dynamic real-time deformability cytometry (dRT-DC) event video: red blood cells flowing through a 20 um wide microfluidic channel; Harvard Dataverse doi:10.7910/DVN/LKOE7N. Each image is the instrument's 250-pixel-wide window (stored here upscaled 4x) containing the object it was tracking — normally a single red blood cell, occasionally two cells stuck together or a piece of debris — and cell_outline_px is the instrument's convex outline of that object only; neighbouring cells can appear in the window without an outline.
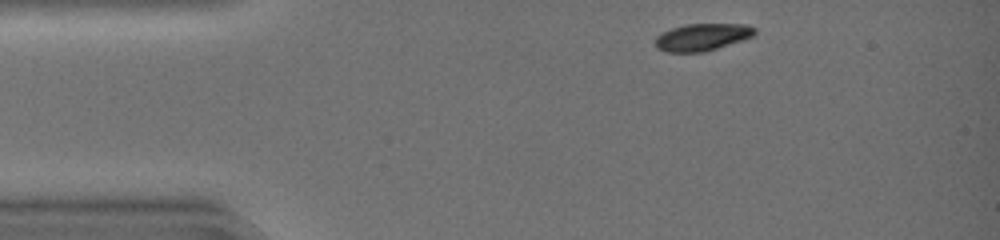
{"species": "common noctule bat (a hibernating species)", "species_latin": "Nyctalus noctula", "temperature_condition": "warm", "stored_images_in_passage": 8, "camera_frame_rate_fps": 3000, "um_per_image_px": 0.085, "animal": {"sex": "female", "body_mass_g": 19.0, "forearm_length_mm": 51.5}, "frame": {"image": 1, "passage_image": 1, "time_ms": 0.0, "image_size_px": [1000, 240], "cell_outline_px": [[756, 36], [744, 40], [704, 52], [664, 52], [656, 48], [656, 36], [672, 28], [684, 24], [748, 24], [756, 28]], "centroid_in_image_um": [59.74, 3.15], "position_along_channel_um": 25.3, "area_um2": 15.95}}